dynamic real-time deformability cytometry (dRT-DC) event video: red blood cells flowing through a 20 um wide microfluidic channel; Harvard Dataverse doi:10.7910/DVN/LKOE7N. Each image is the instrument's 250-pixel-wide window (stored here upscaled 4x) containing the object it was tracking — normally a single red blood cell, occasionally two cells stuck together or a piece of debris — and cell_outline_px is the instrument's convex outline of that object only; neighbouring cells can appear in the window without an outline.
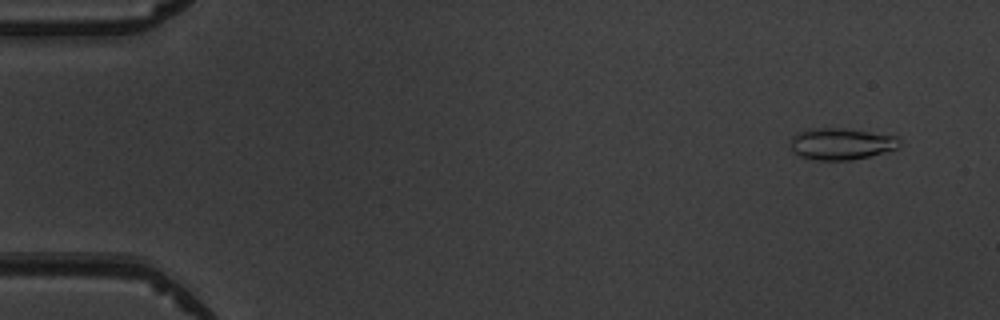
{"species": "common noctule bat (a hibernating species)", "species_latin": "Nyctalus noctula", "temperature_condition": "warm", "stored_images_in_passage": 8, "camera_frame_rate_fps": 3000, "um_per_image_px": 0.085, "animal": {"sex": "male", "body_mass_g": 19.5, "forearm_length_mm": 54.6}, "frame": {"image": 1, "passage_image": 1, "time_ms": 0.0, "image_size_px": [1000, 320], "cell_outline_px": [[900, 144], [896, 148], [868, 156], [852, 160], [816, 160], [800, 156], [792, 152], [792, 136], [796, 132], [808, 128], [844, 128], [900, 136]], "centroid_in_image_um": [71.49, 12.21], "position_along_channel_um": 13.5, "area_um2": 20.17}}
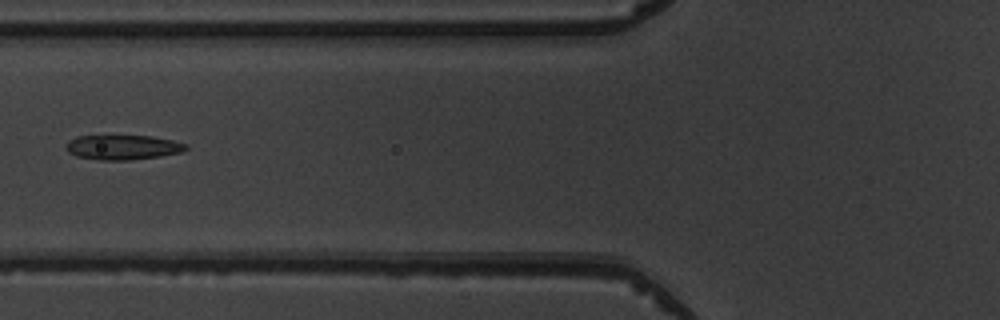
{"frame": {"image": 2, "passage_image": 6, "time_ms": 5.667, "image_size_px": [1000, 320], "cell_outline_px": [[188, 148], [180, 152], [160, 156], [128, 160], [100, 160], [76, 156], [68, 152], [68, 140], [76, 136], [152, 136], [172, 140], [188, 144]], "centroid_in_image_um": [10.45, 12.52], "position_along_channel_um": 115.3, "area_um2": 17.11}}
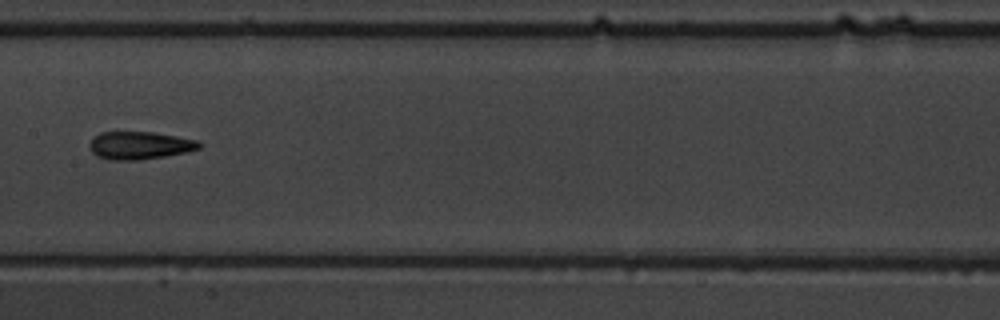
{"frame": {"image": 3, "passage_image": 8, "time_ms": 7.667, "image_size_px": [1000, 320], "cell_outline_px": [[204, 144], [200, 148], [188, 152], [140, 160], [108, 160], [96, 156], [92, 152], [88, 144], [100, 132], [152, 132], [176, 136], [196, 140]], "centroid_in_image_um": [11.88, 12.37], "position_along_channel_um": 195.5, "area_um2": 17.8}}